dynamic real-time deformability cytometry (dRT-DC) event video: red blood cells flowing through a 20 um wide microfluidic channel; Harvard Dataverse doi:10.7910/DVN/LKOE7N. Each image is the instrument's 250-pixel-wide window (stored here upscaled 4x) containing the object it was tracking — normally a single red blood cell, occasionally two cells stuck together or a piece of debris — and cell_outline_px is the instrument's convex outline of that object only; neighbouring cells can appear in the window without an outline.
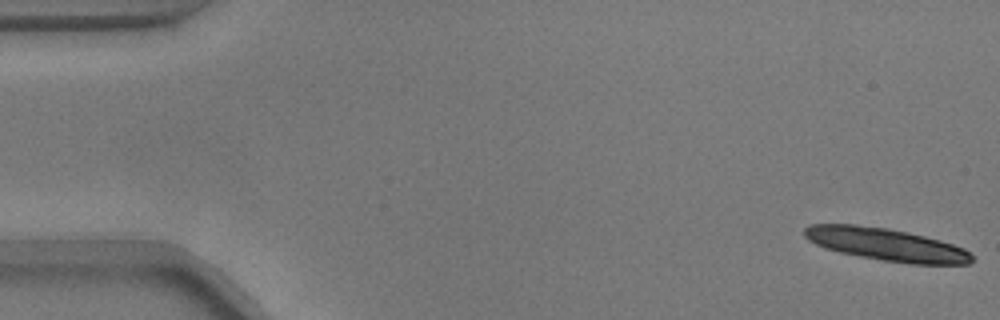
{"species": "common noctule bat (a hibernating species)", "species_latin": "Nyctalus noctula", "temperature_condition": "warm", "stored_images_in_passage": 12, "camera_frame_rate_fps": 3000, "um_per_image_px": 0.085, "animal": {"sex": "male", "body_mass_g": 17.9}, "frame": {"image": 1, "passage_image": 1, "time_ms": 0.0, "image_size_px": [1000, 320], "cell_outline_px": [[972, 260], [968, 264], [912, 264], [884, 260], [860, 256], [840, 252], [824, 248], [808, 240], [804, 236], [804, 228], [808, 224], [856, 224], [888, 228], [908, 232], [940, 240], [964, 248], [972, 256]], "centroid_in_image_um": [75.29, 20.77], "position_along_channel_um": 9.7, "area_um2": 31.67}}